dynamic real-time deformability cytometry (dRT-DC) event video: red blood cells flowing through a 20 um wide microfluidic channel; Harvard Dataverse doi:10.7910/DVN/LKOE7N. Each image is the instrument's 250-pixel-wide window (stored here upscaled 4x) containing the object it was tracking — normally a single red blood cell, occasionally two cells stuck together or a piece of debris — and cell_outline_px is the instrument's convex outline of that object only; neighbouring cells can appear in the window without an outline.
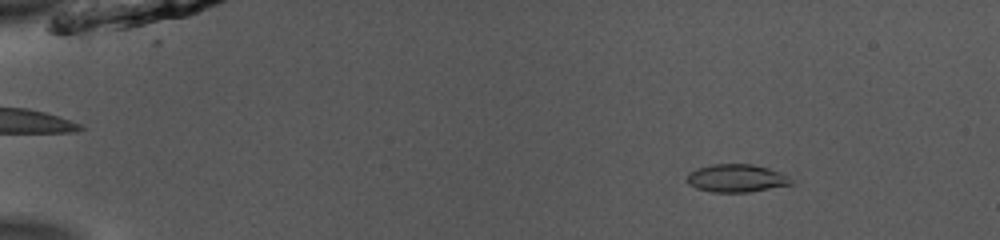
{"species": "common noctule bat (a hibernating species)", "species_latin": "Nyctalus noctula", "temperature_condition": "room temperature", "stored_images_in_passage": 47, "camera_frame_rate_fps": 3000, "um_per_image_px": 0.085, "animal": {"sex": "male", "body_mass_g": 13.0, "forearm_length_mm": 53.1}, "frame": {"image": 1, "passage_image": 7, "time_ms": 2.0, "image_size_px": [1000, 240], "cell_outline_px": [[792, 184], [748, 192], [712, 192], [696, 188], [688, 184], [688, 172], [696, 168], [712, 164], [752, 164], [784, 172], [792, 180]], "centroid_in_image_um": [62.6, 15.14], "position_along_channel_um": 22.4, "area_um2": 16.99}}
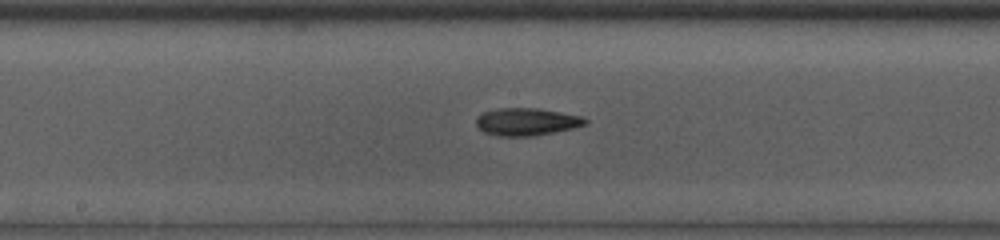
{"frame": {"image": 2, "passage_image": 28, "time_ms": 9.0, "image_size_px": [1000, 240], "cell_outline_px": [[588, 124], [572, 128], [536, 136], [496, 136], [484, 132], [476, 124], [476, 120], [484, 112], [496, 108], [536, 108], [560, 112], [580, 116], [588, 120]], "centroid_in_image_um": [44.77, 10.35], "position_along_channel_um": 203.4, "area_um2": 17.4}}
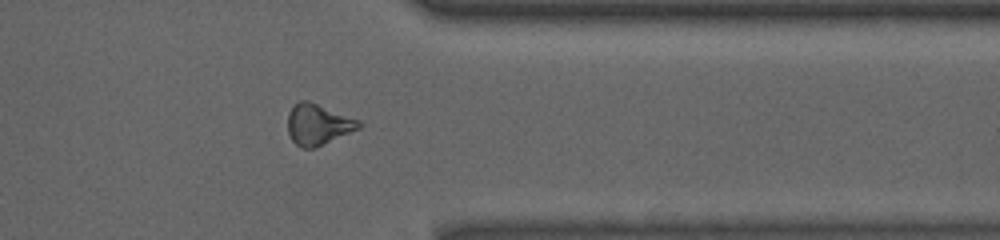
{"frame": {"image": 3, "passage_image": 42, "time_ms": 13.667, "image_size_px": [1000, 240], "cell_outline_px": [[360, 128], [312, 148], [304, 148], [296, 144], [292, 140], [288, 132], [288, 112], [300, 100], [308, 100], [360, 120]], "centroid_in_image_um": [27.01, 10.56], "position_along_channel_um": 384.4, "area_um2": 16.59}}